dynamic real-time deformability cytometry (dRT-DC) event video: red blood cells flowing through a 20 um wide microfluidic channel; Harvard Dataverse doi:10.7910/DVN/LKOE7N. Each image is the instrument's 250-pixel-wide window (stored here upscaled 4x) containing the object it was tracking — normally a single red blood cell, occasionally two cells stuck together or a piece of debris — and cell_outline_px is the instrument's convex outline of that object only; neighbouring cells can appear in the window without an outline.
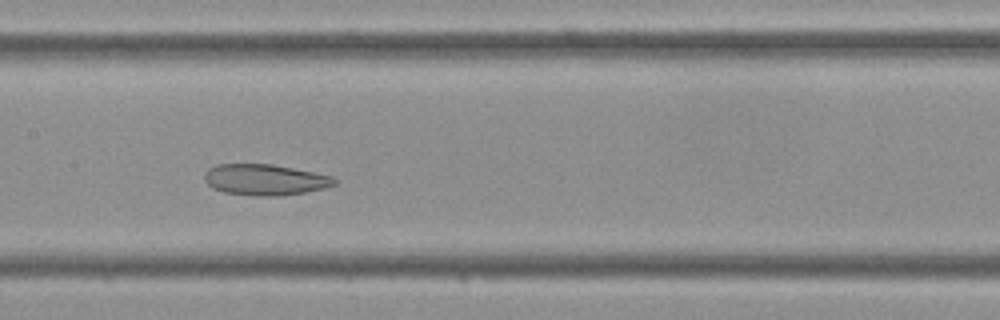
{"species": "Egyptian fruit bat (a non-hibernating species)", "species_latin": "Rousettus aegyptiacus", "temperature_condition": "cold", "stored_images_in_passage": 44, "camera_frame_rate_fps": 3000, "um_per_image_px": 0.085, "frame": {"image": 1, "passage_image": 20, "time_ms": 6.333, "image_size_px": [1000, 320], "cell_outline_px": [[336, 184], [324, 188], [304, 192], [280, 196], [260, 196], [224, 192], [212, 188], [204, 180], [204, 172], [208, 168], [216, 164], [272, 164], [332, 176], [336, 180]], "centroid_in_image_um": [22.48, 15.27], "position_along_channel_um": 184.9, "area_um2": 23.41}}
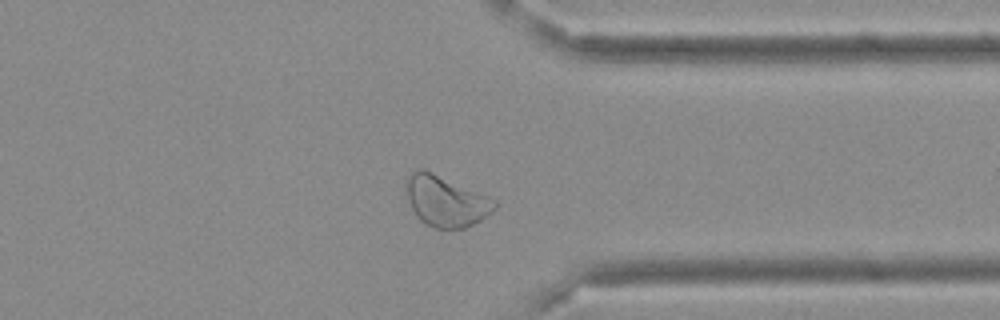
{"frame": {"image": 2, "passage_image": 33, "time_ms": 10.667, "image_size_px": [1000, 320], "cell_outline_px": [[496, 208], [492, 212], [480, 220], [464, 228], [436, 228], [424, 224], [416, 216], [408, 200], [404, 188], [404, 184], [412, 172], [420, 168], [424, 168], [488, 196], [496, 200]], "centroid_in_image_um": [37.86, 17.08], "position_along_channel_um": 373.5, "area_um2": 26.18}}
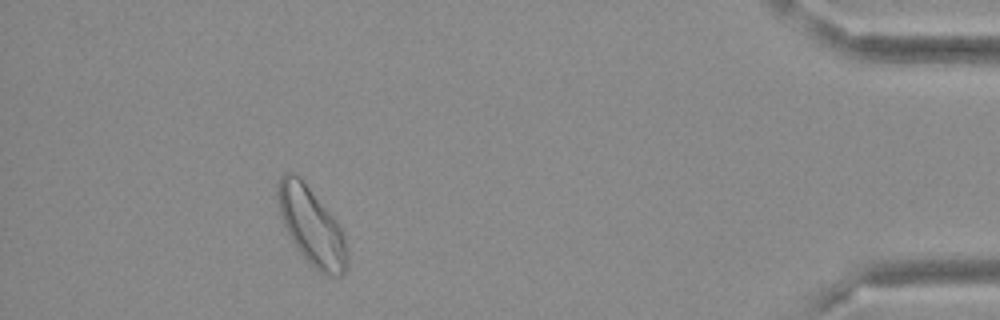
{"frame": {"image": 3, "passage_image": 39, "time_ms": 12.667, "image_size_px": [1000, 320], "cell_outline_px": [[348, 268], [340, 276], [328, 276], [320, 272], [296, 248], [284, 224], [280, 212], [276, 196], [276, 184], [280, 176], [284, 172], [292, 172], [300, 176], [336, 220], [344, 232], [348, 252]], "centroid_in_image_um": [26.49, 19.2], "position_along_channel_um": 408.7, "area_um2": 31.44}}